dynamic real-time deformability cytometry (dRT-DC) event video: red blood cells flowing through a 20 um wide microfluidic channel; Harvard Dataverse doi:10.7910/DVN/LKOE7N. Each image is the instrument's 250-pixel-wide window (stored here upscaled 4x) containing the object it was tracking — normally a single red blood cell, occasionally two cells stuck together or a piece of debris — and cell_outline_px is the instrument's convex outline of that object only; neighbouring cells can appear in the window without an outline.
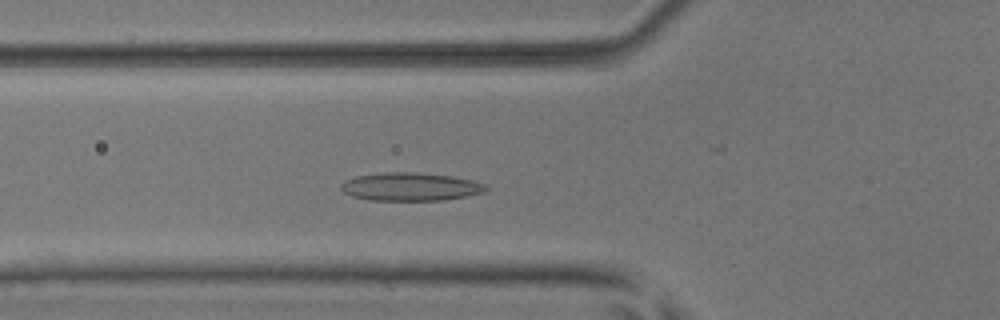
{"species": "common noctule bat (a hibernating species)", "species_latin": "Nyctalus noctula", "temperature_condition": "room temperature", "stored_images_in_passage": 47, "camera_frame_rate_fps": 3000, "um_per_image_px": 0.085, "animal": {"sex": "male", "body_mass_g": 17.9, "forearm_length_mm": 54.2}, "frame": {"image": 1, "passage_image": 12, "time_ms": 3.667, "image_size_px": [1000, 320], "cell_outline_px": [[488, 188], [484, 192], [464, 196], [440, 200], [368, 200], [352, 196], [344, 192], [340, 188], [340, 184], [344, 180], [356, 176], [388, 172], [416, 172], [452, 176], [472, 180], [484, 184]], "centroid_in_image_um": [34.84, 15.86], "position_along_channel_um": 91.0, "area_um2": 23.64}}
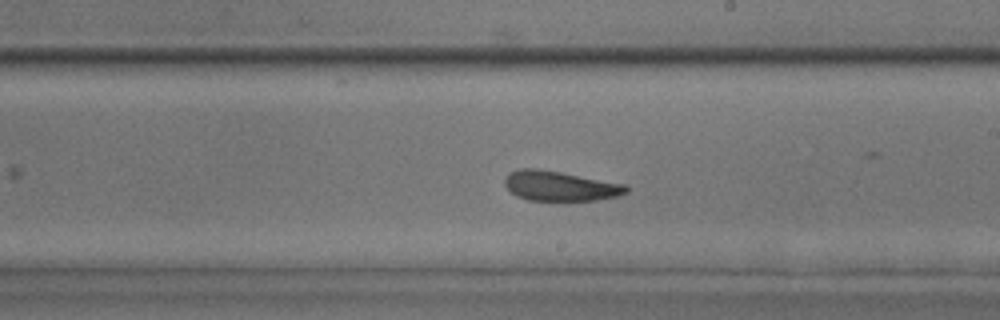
{"frame": {"image": 2, "passage_image": 24, "time_ms": 7.667, "image_size_px": [1000, 320], "cell_outline_px": [[628, 192], [616, 196], [596, 200], [528, 200], [516, 196], [504, 184], [504, 180], [508, 172], [520, 168], [536, 168], [560, 172], [628, 184]], "centroid_in_image_um": [47.6, 15.8], "position_along_channel_um": 241.4, "area_um2": 21.15}}
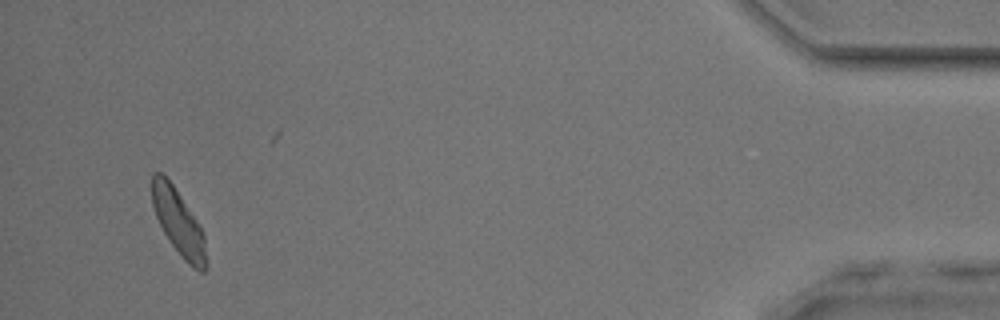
{"frame": {"image": 3, "passage_image": 44, "time_ms": 14.333, "image_size_px": [1000, 320], "cell_outline_px": [[204, 272], [200, 272], [192, 268], [184, 260], [172, 244], [164, 232], [156, 216], [152, 204], [152, 172], [160, 172], [172, 184], [200, 224], [204, 236]], "centroid_in_image_um": [15.14, 18.87], "position_along_channel_um": 420.1, "area_um2": 20.06}, "authors_computed_cell_mechanics": {"area_um2": 21.5594, "velocity_mm_per_s": 3.7772, "shape_relaxation_time_tau1_ms": 8.1697, "shape_relaxation_time_tau2_ms": 3.3592, "deformation_change_tau1": 0.1554, "deformation_change_tau2": 0.0886}}